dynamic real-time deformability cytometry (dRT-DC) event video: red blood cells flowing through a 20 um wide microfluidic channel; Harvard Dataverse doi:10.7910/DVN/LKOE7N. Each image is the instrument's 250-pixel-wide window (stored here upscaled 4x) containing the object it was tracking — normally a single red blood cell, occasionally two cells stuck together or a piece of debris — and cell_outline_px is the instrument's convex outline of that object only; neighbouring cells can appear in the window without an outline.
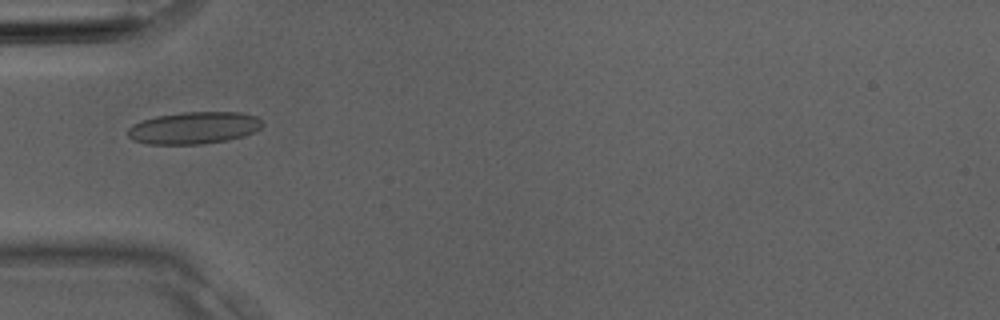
{"species": "Egyptian fruit bat (a non-hibernating species)", "species_latin": "Rousettus aegyptiacus", "temperature_condition": "room temperature", "stored_images_in_passage": 2, "camera_frame_rate_fps": 3000, "um_per_image_px": 0.085, "animal": {"sex": "male"}, "frame": {"image": 1, "passage_image": 2, "time_ms": 0.333, "image_size_px": [1000, 320], "cell_outline_px": [[264, 124], [260, 128], [244, 136], [228, 140], [200, 144], [148, 144], [132, 140], [128, 136], [128, 128], [132, 124], [156, 116], [184, 112], [240, 112], [256, 116]], "centroid_in_image_um": [16.48, 10.87], "position_along_channel_um": 68.5, "area_um2": 25.14}}